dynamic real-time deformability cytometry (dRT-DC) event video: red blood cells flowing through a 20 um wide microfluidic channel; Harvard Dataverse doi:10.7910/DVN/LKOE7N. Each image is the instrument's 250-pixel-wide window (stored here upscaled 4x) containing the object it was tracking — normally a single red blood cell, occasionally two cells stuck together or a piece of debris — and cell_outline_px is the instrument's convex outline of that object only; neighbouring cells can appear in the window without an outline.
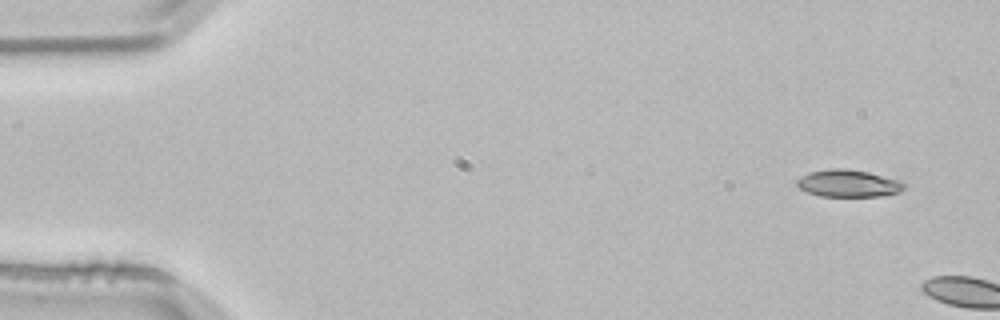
{"species": "common noctule bat (a hibernating species)", "species_latin": "Nyctalus noctula", "temperature_condition": "room temperature", "stored_images_in_passage": 2, "camera_frame_rate_fps": 3000, "um_per_image_px": 0.085, "animal": {"sex": "male", "body_mass_g": 21.5, "forearm_length_mm": 52.0}, "frame": {"image": 1, "passage_image": 1, "time_ms": 0.0, "image_size_px": [1000, 320], "cell_outline_px": [[904, 188], [900, 192], [880, 196], [820, 196], [808, 192], [800, 188], [796, 184], [796, 180], [808, 172], [832, 168], [844, 168], [868, 172], [904, 180]], "centroid_in_image_um": [72.14, 15.58], "position_along_channel_um": 12.9, "area_um2": 17.11}}